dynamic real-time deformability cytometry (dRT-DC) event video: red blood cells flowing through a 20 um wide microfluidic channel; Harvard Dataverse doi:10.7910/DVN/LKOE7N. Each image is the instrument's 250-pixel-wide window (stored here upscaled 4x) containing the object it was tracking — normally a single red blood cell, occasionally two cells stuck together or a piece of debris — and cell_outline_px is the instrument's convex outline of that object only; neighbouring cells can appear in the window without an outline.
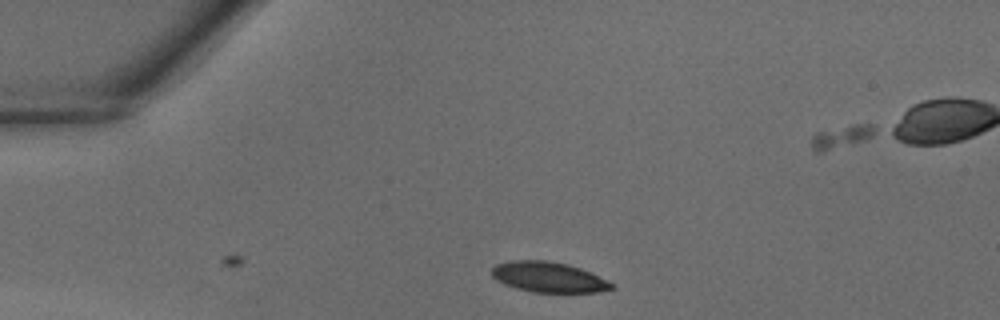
{"species": "common noctule bat (a hibernating species)", "species_latin": "Nyctalus noctula", "temperature_condition": "warm", "stored_images_in_passage": 30, "camera_frame_rate_fps": 3000, "um_per_image_px": 0.085, "animal": {"sex": "male", "body_mass_g": 18.8}, "frame": {"image": 1, "passage_image": 1, "time_ms": 0.0, "image_size_px": [1000, 320], "cell_outline_px": [[616, 288], [600, 292], [532, 292], [516, 288], [504, 284], [496, 280], [492, 276], [492, 268], [496, 264], [512, 260], [548, 260], [568, 264], [580, 268], [616, 284]], "centroid_in_image_um": [46.64, 23.55], "position_along_channel_um": 38.4, "area_um2": 21.33}}
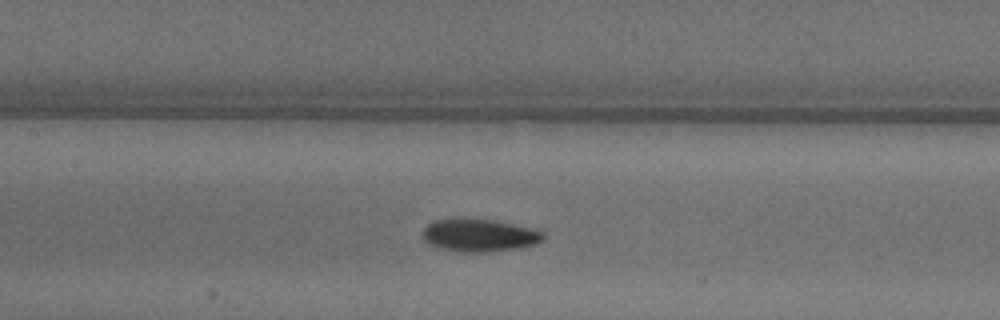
{"frame": {"image": 2, "passage_image": 11, "time_ms": 3.333, "image_size_px": [1000, 320], "cell_outline_px": [[544, 240], [532, 244], [516, 248], [488, 252], [460, 252], [436, 248], [428, 244], [424, 240], [424, 228], [432, 220], [452, 216], [460, 216], [492, 220], [528, 228], [544, 232]], "centroid_in_image_um": [40.63, 19.97], "position_along_channel_um": 166.8, "area_um2": 23.35}}
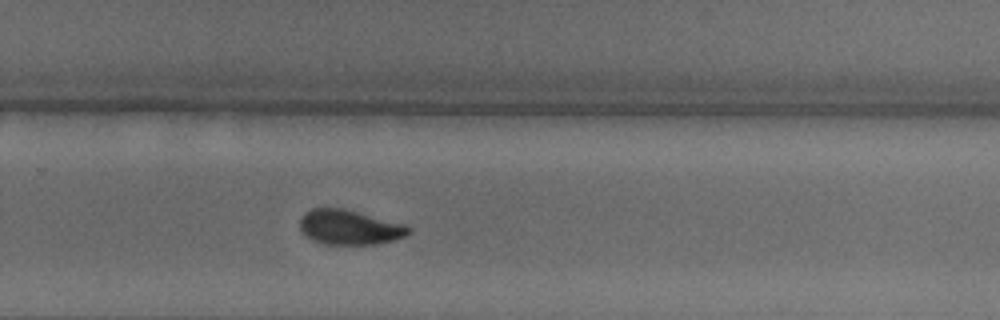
{"frame": {"image": 3, "passage_image": 19, "time_ms": 6.0, "image_size_px": [1000, 320], "cell_outline_px": [[412, 232], [408, 236], [396, 240], [376, 244], [324, 244], [312, 240], [304, 236], [300, 228], [300, 216], [304, 212], [312, 208], [344, 208], [408, 224], [412, 228]], "centroid_in_image_um": [29.76, 19.31], "position_along_channel_um": 300.0, "area_um2": 22.66}}